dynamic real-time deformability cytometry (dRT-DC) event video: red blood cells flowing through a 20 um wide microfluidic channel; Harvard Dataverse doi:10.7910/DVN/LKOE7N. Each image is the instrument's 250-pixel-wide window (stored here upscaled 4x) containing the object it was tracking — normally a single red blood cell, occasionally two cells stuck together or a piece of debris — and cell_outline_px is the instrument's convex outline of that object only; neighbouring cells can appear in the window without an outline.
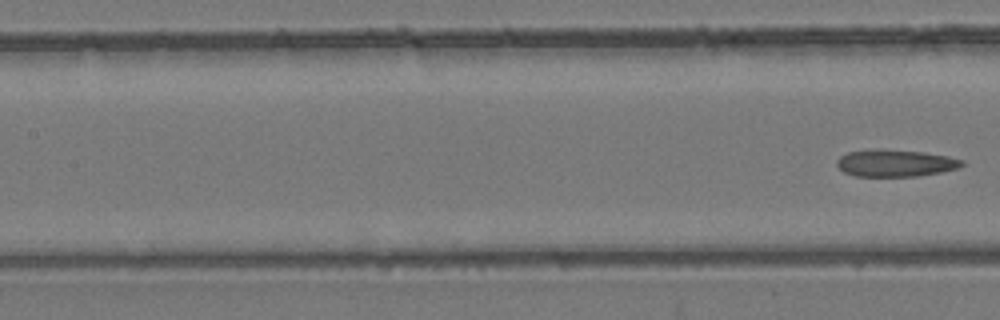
{"species": "common noctule bat (a hibernating species)", "species_latin": "Nyctalus noctula", "temperature_condition": "room temperature", "stored_images_in_passage": 22, "camera_frame_rate_fps": 3000, "um_per_image_px": 0.085, "animal": {"sex": "female", "body_mass_g": 24.6, "forearm_length_mm": 56.2}, "frame": {"image": 1, "passage_image": 22, "time_ms": 7.0, "image_size_px": [1000, 320], "cell_outline_px": [[964, 164], [960, 168], [940, 172], [916, 176], [856, 176], [844, 172], [836, 164], [836, 160], [840, 156], [848, 152], [924, 152], [948, 156], [964, 160]], "centroid_in_image_um": [76.17, 13.91], "position_along_channel_um": 131.2, "area_um2": 18.73}}